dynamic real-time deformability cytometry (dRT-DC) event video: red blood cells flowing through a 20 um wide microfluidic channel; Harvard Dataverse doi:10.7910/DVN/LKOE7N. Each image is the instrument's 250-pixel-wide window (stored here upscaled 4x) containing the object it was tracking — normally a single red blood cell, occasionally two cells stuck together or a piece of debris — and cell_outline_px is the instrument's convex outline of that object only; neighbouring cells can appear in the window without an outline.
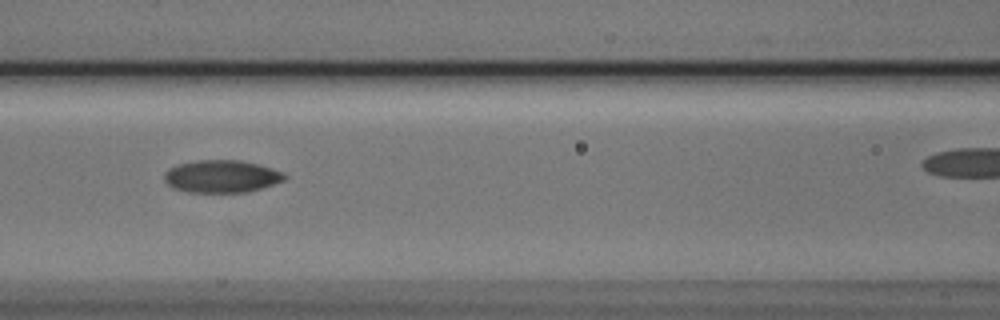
{"species": "Egyptian fruit bat (a non-hibernating species)", "species_latin": "Rousettus aegyptiacus", "temperature_condition": "cold", "stored_images_in_passage": 8, "camera_frame_rate_fps": 3000, "um_per_image_px": 0.085, "animal": {"sex": "male"}, "frame": {"image": 1, "passage_image": 5, "time_ms": 1.333, "image_size_px": [1000, 320], "cell_outline_px": [[288, 176], [284, 180], [260, 188], [244, 192], [188, 192], [172, 188], [164, 180], [164, 172], [168, 168], [176, 164], [196, 160], [240, 160], [272, 168]], "centroid_in_image_um": [18.76, 14.98], "position_along_channel_um": 147.8, "area_um2": 22.72}}
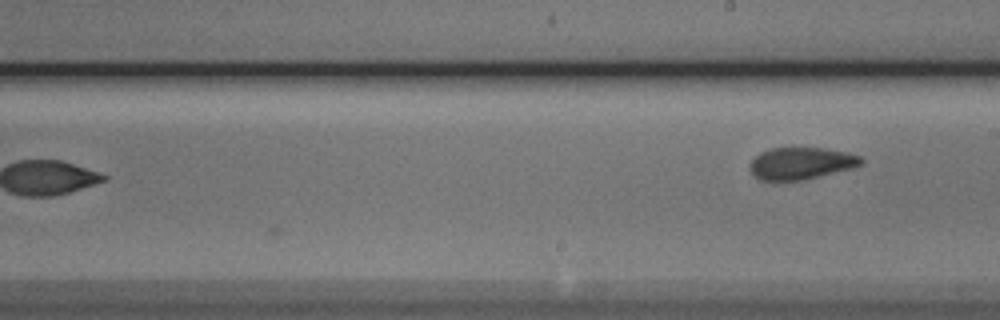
{"frame": {"image": 2, "passage_image": 8, "time_ms": 2.333, "image_size_px": [1000, 320], "cell_outline_px": [[864, 164], [852, 168], [804, 180], [760, 180], [752, 172], [752, 160], [760, 152], [772, 148], [824, 148], [844, 152], [860, 156], [864, 160]], "centroid_in_image_um": [68.14, 13.88], "position_along_channel_um": 220.9, "area_um2": 20.46}}